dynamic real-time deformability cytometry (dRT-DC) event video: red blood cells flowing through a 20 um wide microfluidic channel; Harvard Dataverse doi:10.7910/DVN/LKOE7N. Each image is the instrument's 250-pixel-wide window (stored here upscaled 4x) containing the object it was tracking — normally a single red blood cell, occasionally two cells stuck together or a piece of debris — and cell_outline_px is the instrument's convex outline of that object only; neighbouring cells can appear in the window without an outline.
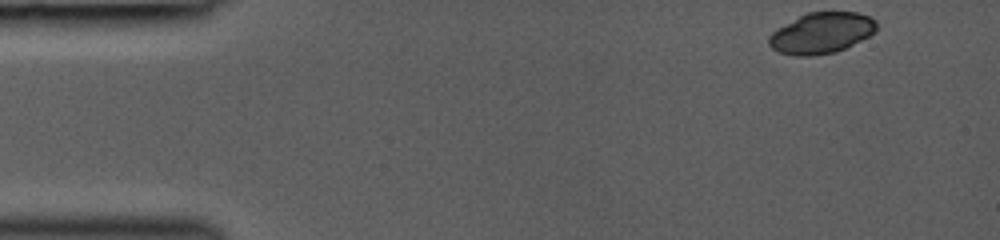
{"species": "common noctule bat (a hibernating species)", "species_latin": "Nyctalus noctula", "temperature_condition": "room temperature", "stored_images_in_passage": 6, "camera_frame_rate_fps": 3000, "um_per_image_px": 0.085, "animal": {"sex": "female", "body_mass_g": 19.0, "forearm_length_mm": 53.3}, "frame": {"image": 1, "passage_image": 1, "time_ms": 0.0, "image_size_px": [1000, 240], "cell_outline_px": [[876, 32], [836, 52], [808, 56], [796, 56], [776, 52], [768, 44], [768, 36], [776, 28], [808, 12], [856, 12], [868, 16], [876, 20]], "centroid_in_image_um": [69.79, 2.81], "position_along_channel_um": 15.2, "area_um2": 25.61}}
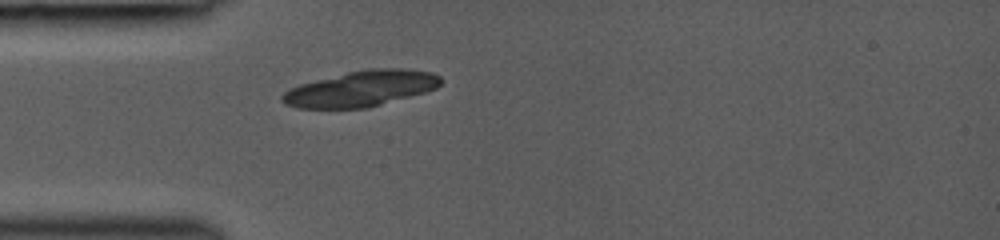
{"frame": {"image": 2, "passage_image": 6, "time_ms": 3.333, "image_size_px": [1000, 240], "cell_outline_px": [[440, 84], [436, 88], [424, 92], [368, 108], [296, 108], [284, 104], [280, 100], [280, 96], [288, 88], [300, 84], [348, 72], [368, 68], [400, 68], [432, 72], [440, 76]], "centroid_in_image_um": [30.64, 7.54], "position_along_channel_um": 54.4, "area_um2": 32.95}}